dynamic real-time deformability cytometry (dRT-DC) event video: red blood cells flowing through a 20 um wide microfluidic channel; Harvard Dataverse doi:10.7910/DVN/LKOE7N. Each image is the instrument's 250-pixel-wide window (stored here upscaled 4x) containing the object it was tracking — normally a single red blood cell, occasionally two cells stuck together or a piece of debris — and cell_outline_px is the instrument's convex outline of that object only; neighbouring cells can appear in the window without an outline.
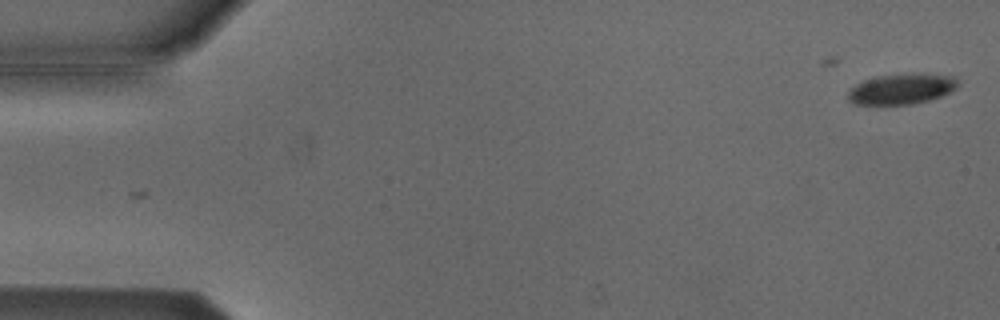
{"species": "Egyptian fruit bat (a non-hibernating species)", "species_latin": "Rousettus aegyptiacus", "temperature_condition": "cold", "stored_images_in_passage": 12, "camera_frame_rate_fps": 3000, "um_per_image_px": 0.085, "animal": {"sex": "male"}, "frame": {"image": 1, "passage_image": 1, "time_ms": 0.0, "image_size_px": [1000, 320], "cell_outline_px": [[960, 84], [956, 88], [940, 96], [928, 100], [912, 104], [852, 104], [848, 100], [848, 92], [856, 84], [864, 80], [876, 76], [952, 76]], "centroid_in_image_um": [76.56, 7.61], "position_along_channel_um": 8.4, "area_um2": 18.5}}